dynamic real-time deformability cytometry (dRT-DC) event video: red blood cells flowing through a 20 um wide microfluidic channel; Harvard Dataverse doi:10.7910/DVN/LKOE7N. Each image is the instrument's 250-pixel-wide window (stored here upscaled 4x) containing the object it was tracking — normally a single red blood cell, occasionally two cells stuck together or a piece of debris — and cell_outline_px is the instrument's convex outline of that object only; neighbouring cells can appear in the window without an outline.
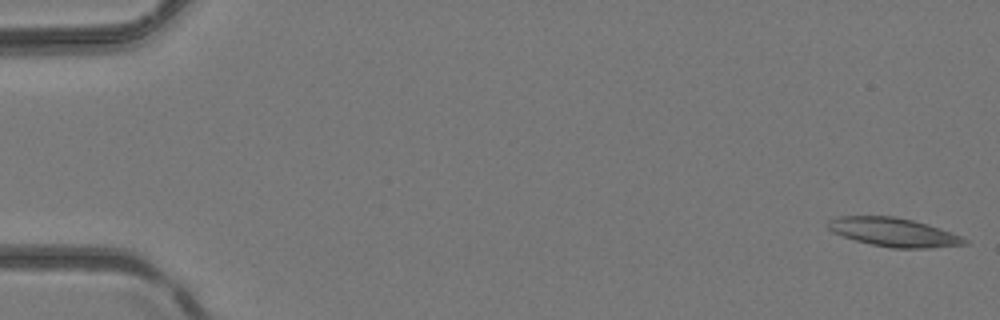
{"species": "common noctule bat (a hibernating species)", "species_latin": "Nyctalus noctula", "temperature_condition": "room temperature", "stored_images_in_passage": 5, "camera_frame_rate_fps": 3000, "um_per_image_px": 0.085, "animal": {"sex": "female", "body_mass_g": 24.6, "forearm_length_mm": 56.2}, "frame": {"image": 1, "passage_image": 1, "time_ms": 0.0, "image_size_px": [1000, 320], "cell_outline_px": [[968, 244], [928, 248], [892, 248], [872, 244], [856, 240], [832, 232], [828, 228], [828, 220], [836, 216], [892, 216], [912, 220], [928, 224], [952, 232], [968, 240]], "centroid_in_image_um": [75.97, 19.73], "position_along_channel_um": 9.0, "area_um2": 22.72}}
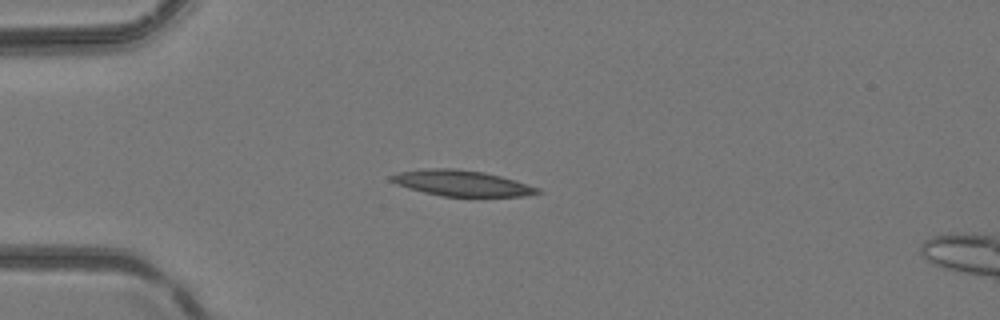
{"frame": {"image": 2, "passage_image": 4, "time_ms": 1.0, "image_size_px": [1000, 320], "cell_outline_px": [[544, 192], [524, 196], [444, 196], [424, 192], [408, 188], [396, 184], [388, 180], [388, 176], [400, 172], [432, 168], [456, 168], [484, 172], [516, 180], [540, 188]], "centroid_in_image_um": [39.26, 15.56], "position_along_channel_um": 45.7, "area_um2": 21.96}}